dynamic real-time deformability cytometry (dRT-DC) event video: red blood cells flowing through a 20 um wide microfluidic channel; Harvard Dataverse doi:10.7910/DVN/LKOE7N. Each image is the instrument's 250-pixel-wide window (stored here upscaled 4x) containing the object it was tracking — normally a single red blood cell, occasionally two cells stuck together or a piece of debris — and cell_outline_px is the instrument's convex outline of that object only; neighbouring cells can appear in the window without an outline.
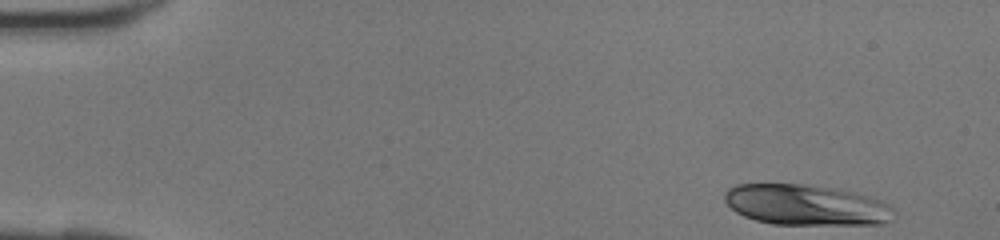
{"species": "human", "species_latin": "Homo sapiens", "temperature_condition": "room temperature", "stored_images_in_passage": 39, "camera_frame_rate_fps": 3000, "um_per_image_px": 0.085, "donor": {"sex": "female"}, "frame": {"image": 1, "passage_image": 1, "time_ms": 0.0, "image_size_px": [1000, 240], "cell_outline_px": [[896, 220], [880, 224], [772, 224], [756, 220], [744, 216], [736, 212], [724, 200], [724, 192], [728, 188], [736, 184], [808, 184], [836, 188], [856, 192], [880, 200], [888, 204], [896, 212]], "centroid_in_image_um": [68.56, 17.41], "position_along_channel_um": 16.4, "area_um2": 40.52}}
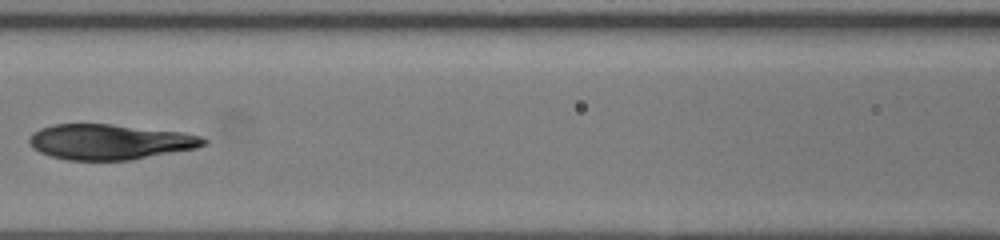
{"frame": {"image": 2, "passage_image": 17, "time_ms": 5.333, "image_size_px": [1000, 240], "cell_outline_px": [[208, 144], [196, 148], [132, 160], [68, 160], [52, 156], [40, 152], [32, 148], [28, 140], [28, 136], [32, 132], [40, 128], [52, 124], [112, 124], [180, 132], [200, 136], [208, 140]], "centroid_in_image_um": [9.31, 12.06], "position_along_channel_um": 157.3, "area_um2": 36.01}}
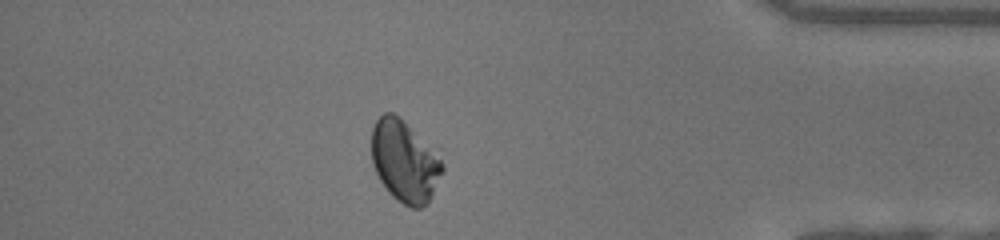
{"frame": {"image": 3, "passage_image": 34, "time_ms": 11.0, "image_size_px": [1000, 240], "cell_outline_px": [[444, 172], [428, 204], [420, 208], [412, 208], [396, 200], [388, 192], [380, 180], [372, 164], [372, 128], [376, 120], [384, 112], [392, 112], [400, 116], [444, 148]], "centroid_in_image_um": [34.53, 13.63], "position_along_channel_um": 400.7, "area_um2": 35.95}}